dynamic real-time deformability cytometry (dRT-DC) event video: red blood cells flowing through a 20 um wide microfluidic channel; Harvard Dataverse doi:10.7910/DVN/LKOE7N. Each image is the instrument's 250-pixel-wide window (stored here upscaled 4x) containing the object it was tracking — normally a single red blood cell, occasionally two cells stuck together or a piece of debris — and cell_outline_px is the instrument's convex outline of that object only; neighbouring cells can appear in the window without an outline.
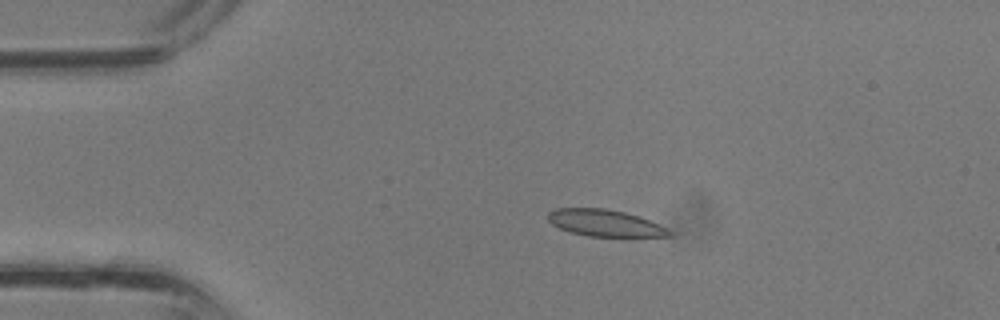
{"species": "common noctule bat (a hibernating species)", "species_latin": "Nyctalus noctula", "temperature_condition": "room temperature", "stored_images_in_passage": 21, "camera_frame_rate_fps": 3000, "um_per_image_px": 0.085, "animal": {"sex": "male", "body_mass_g": 13.3}, "frame": {"image": 1, "passage_image": 1, "time_ms": 0.0, "image_size_px": [1000, 320], "cell_outline_px": [[672, 236], [588, 236], [572, 232], [560, 228], [552, 224], [548, 220], [548, 212], [556, 208], [604, 208], [624, 212], [640, 216], [672, 232]], "centroid_in_image_um": [51.37, 18.94], "position_along_channel_um": 33.6, "area_um2": 18.55}}
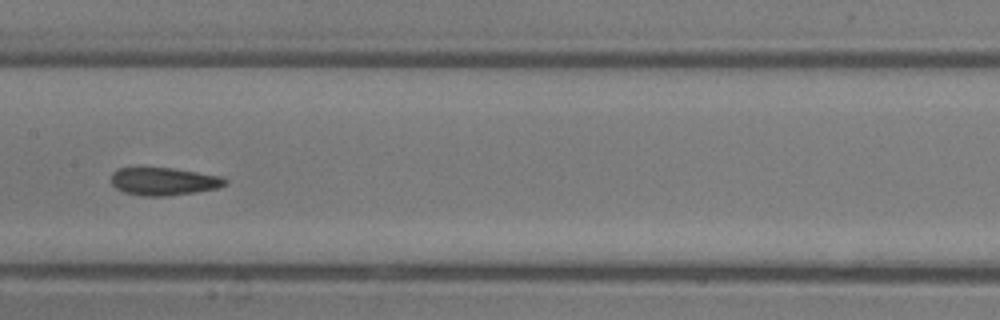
{"frame": {"image": 2, "passage_image": 12, "time_ms": 3.667, "image_size_px": [1000, 320], "cell_outline_px": [[228, 184], [216, 188], [168, 196], [144, 196], [124, 192], [116, 188], [112, 184], [112, 172], [120, 168], [172, 168], [220, 176], [228, 180]], "centroid_in_image_um": [13.92, 15.42], "position_along_channel_um": 193.5, "area_um2": 18.21}}
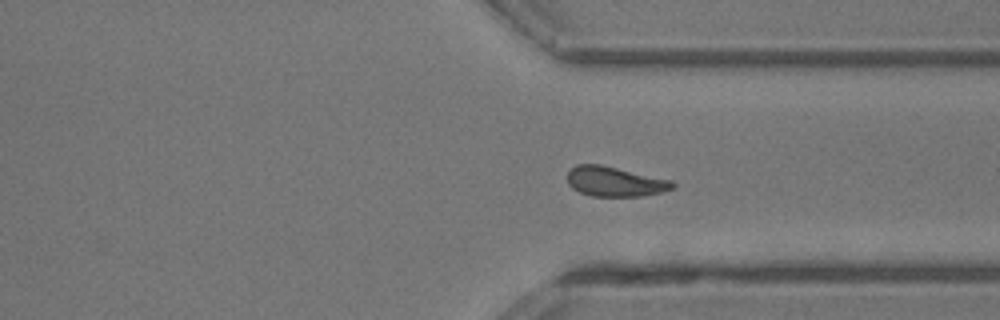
{"frame": {"image": 3, "passage_image": 21, "time_ms": 6.667, "image_size_px": [1000, 320], "cell_outline_px": [[676, 184], [672, 188], [660, 192], [644, 196], [592, 196], [580, 192], [572, 188], [568, 184], [568, 172], [576, 164], [600, 164], [672, 180]], "centroid_in_image_um": [52.26, 15.43], "position_along_channel_um": 359.1, "area_um2": 18.21}}